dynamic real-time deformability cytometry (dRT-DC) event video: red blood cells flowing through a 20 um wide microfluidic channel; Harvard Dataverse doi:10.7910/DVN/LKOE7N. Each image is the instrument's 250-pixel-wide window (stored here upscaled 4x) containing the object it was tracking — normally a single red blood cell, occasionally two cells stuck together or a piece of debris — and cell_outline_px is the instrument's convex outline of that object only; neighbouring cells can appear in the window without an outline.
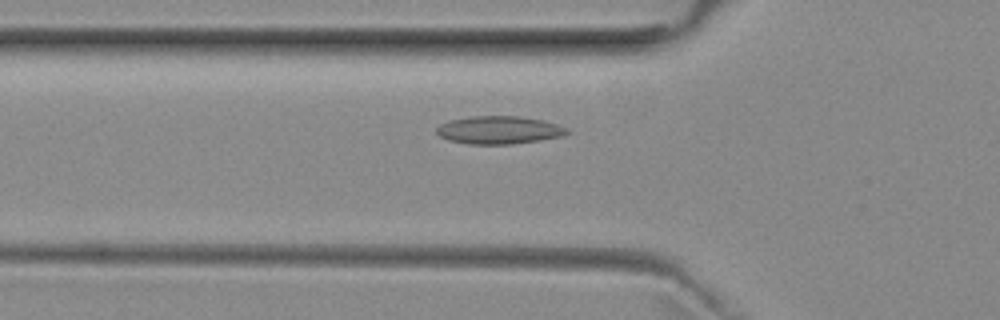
{"species": "common noctule bat (a hibernating species)", "species_latin": "Nyctalus noctula", "temperature_condition": "room temperature", "stored_images_in_passage": 19, "camera_frame_rate_fps": 3000, "um_per_image_px": 0.085, "animal": {"sex": "female", "body_mass_g": 29.2, "forearm_length_mm": 56.3}, "frame": {"image": 1, "passage_image": 6, "time_ms": 1.667, "image_size_px": [1000, 320], "cell_outline_px": [[568, 132], [564, 136], [540, 140], [512, 144], [468, 144], [448, 140], [440, 136], [436, 132], [436, 128], [440, 124], [448, 120], [472, 116], [520, 116], [544, 120], [568, 128]], "centroid_in_image_um": [42.41, 11.05], "position_along_channel_um": 83.4, "area_um2": 21.33}}
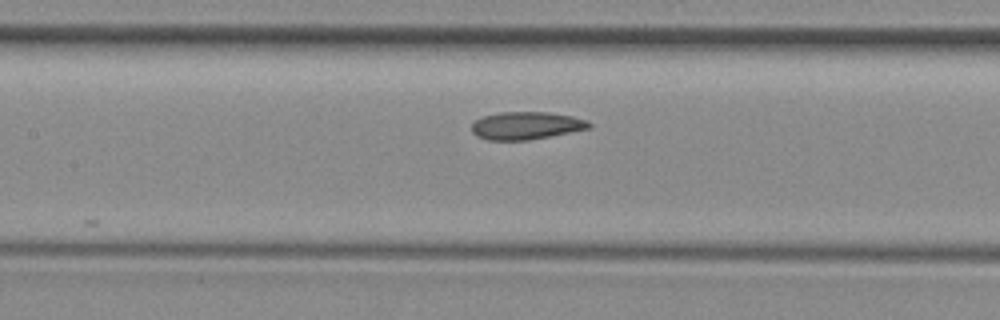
{"frame": {"image": 2, "passage_image": 12, "time_ms": 3.667, "image_size_px": [1000, 320], "cell_outline_px": [[592, 124], [588, 128], [528, 140], [488, 140], [476, 136], [472, 132], [472, 124], [476, 120], [484, 116], [500, 112], [548, 112], [572, 116], [588, 120]], "centroid_in_image_um": [44.7, 10.67], "position_along_channel_um": 162.7, "area_um2": 18.73}}
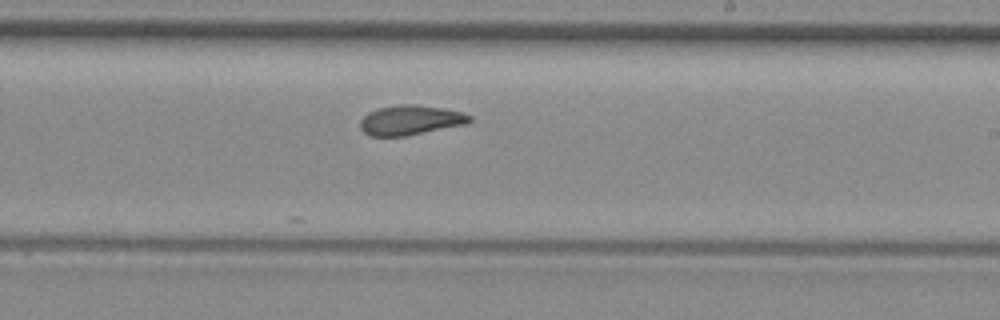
{"frame": {"image": 3, "passage_image": 19, "time_ms": 6.0, "image_size_px": [1000, 320], "cell_outline_px": [[472, 120], [468, 124], [404, 136], [368, 136], [360, 128], [360, 120], [368, 112], [376, 108], [400, 104], [416, 104], [444, 108], [460, 112], [472, 116]], "centroid_in_image_um": [34.88, 10.2], "position_along_channel_um": 254.1, "area_um2": 19.13}}